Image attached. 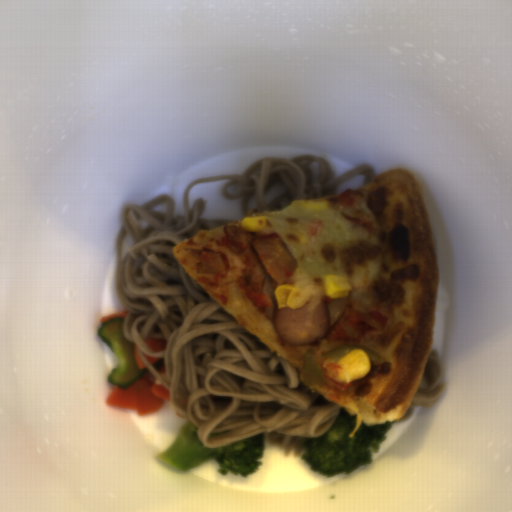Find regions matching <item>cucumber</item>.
I'll use <instances>...</instances> for the list:
<instances>
[{
  "mask_svg": "<svg viewBox=\"0 0 512 512\" xmlns=\"http://www.w3.org/2000/svg\"><path fill=\"white\" fill-rule=\"evenodd\" d=\"M125 318L116 317L104 322L97 334L118 359L116 367L108 375L110 384L120 389H127L143 377L148 369H138L134 343L123 332Z\"/></svg>",
  "mask_w": 512,
  "mask_h": 512,
  "instance_id": "cucumber-1",
  "label": "cucumber"
}]
</instances>
